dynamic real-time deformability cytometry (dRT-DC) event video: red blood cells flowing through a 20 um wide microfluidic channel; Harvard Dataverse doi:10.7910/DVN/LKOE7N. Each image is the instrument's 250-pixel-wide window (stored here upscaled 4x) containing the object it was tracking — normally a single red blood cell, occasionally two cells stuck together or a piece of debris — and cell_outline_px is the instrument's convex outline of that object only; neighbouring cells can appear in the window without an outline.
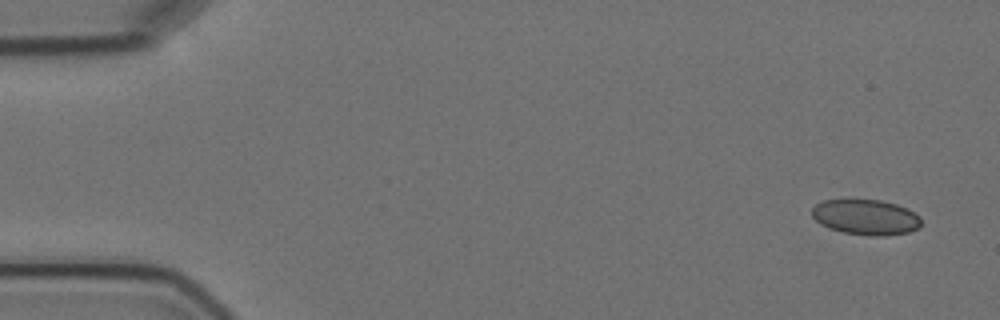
{"species": "Egyptian fruit bat (a non-hibernating species)", "species_latin": "Rousettus aegyptiacus", "temperature_condition": "cold", "stored_images_in_passage": 4, "camera_frame_rate_fps": 3000, "um_per_image_px": 0.085, "animal": {"sex": "female"}, "frame": {"image": 1, "passage_image": 1, "time_ms": 0.0, "image_size_px": [1000, 320], "cell_outline_px": [[920, 224], [916, 228], [908, 232], [888, 236], [872, 236], [844, 232], [828, 228], [820, 224], [812, 216], [812, 208], [816, 204], [824, 200], [848, 196], [880, 200], [896, 204], [908, 208], [920, 216]], "centroid_in_image_um": [73.55, 18.4], "position_along_channel_um": 11.5, "area_um2": 23.29}}
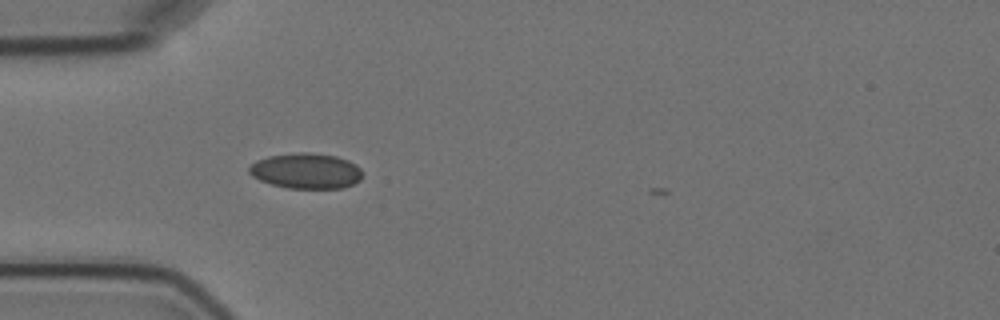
{"frame": {"image": 2, "passage_image": 4, "time_ms": 4.667, "image_size_px": [1000, 320], "cell_outline_px": [[364, 172], [360, 180], [344, 188], [288, 188], [272, 184], [260, 180], [252, 176], [248, 172], [248, 168], [256, 160], [268, 156], [296, 152], [308, 152], [336, 156], [348, 160], [356, 164]], "centroid_in_image_um": [26.03, 14.52], "position_along_channel_um": 59.0, "area_um2": 23.58}}